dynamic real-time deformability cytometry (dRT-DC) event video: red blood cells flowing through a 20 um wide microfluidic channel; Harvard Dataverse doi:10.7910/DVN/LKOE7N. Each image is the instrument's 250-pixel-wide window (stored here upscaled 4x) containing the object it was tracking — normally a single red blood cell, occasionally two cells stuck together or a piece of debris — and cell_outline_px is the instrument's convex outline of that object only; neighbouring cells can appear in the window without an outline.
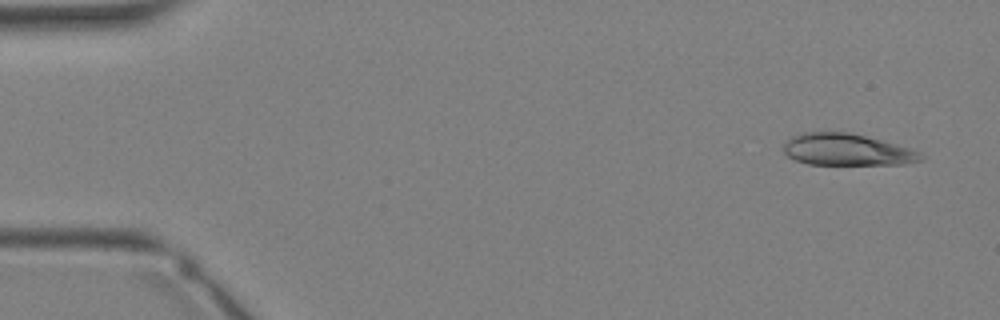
{"species": "Egyptian fruit bat (a non-hibernating species)", "species_latin": "Rousettus aegyptiacus", "temperature_condition": "warm", "stored_images_in_passage": 34, "camera_frame_rate_fps": 3000, "um_per_image_px": 0.085, "animal": {"sex": "female"}, "frame": {"image": 1, "passage_image": 2, "time_ms": 0.333, "image_size_px": [1000, 320], "cell_outline_px": [[924, 160], [904, 164], [808, 164], [796, 160], [788, 156], [784, 152], [784, 140], [800, 132], [852, 132], [912, 148], [920, 152], [924, 156]], "centroid_in_image_um": [72.0, 12.71], "position_along_channel_um": 13.0, "area_um2": 25.66}}
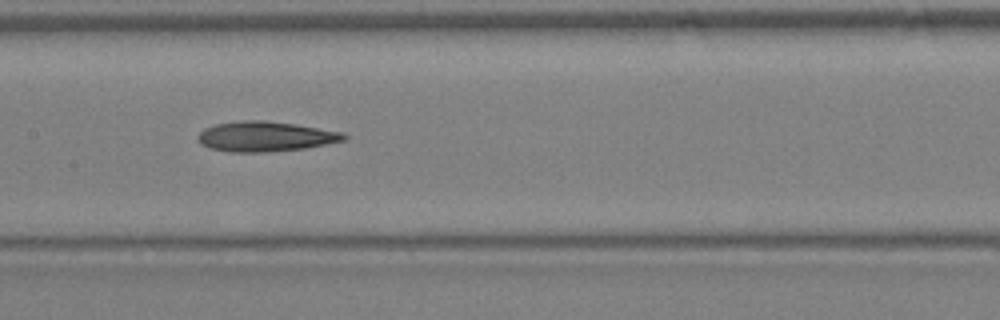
{"frame": {"image": 2, "passage_image": 17, "time_ms": 5.333, "image_size_px": [1000, 320], "cell_outline_px": [[348, 140], [304, 148], [264, 152], [232, 152], [208, 148], [200, 144], [196, 140], [196, 136], [204, 128], [216, 124], [244, 120], [264, 120], [296, 124], [344, 132], [348, 136]], "centroid_in_image_um": [22.55, 11.6], "position_along_channel_um": 184.8, "area_um2": 25.78}}
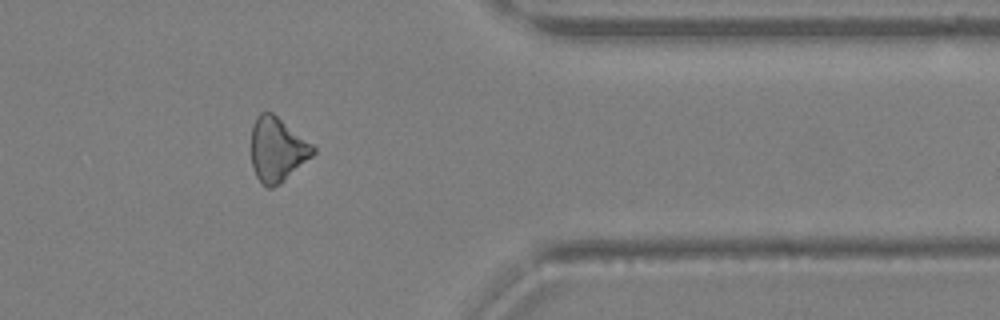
{"frame": {"image": 3, "passage_image": 28, "time_ms": 9.0, "image_size_px": [1000, 320], "cell_outline_px": [[316, 152], [312, 156], [280, 184], [272, 188], [264, 188], [256, 176], [252, 164], [252, 124], [256, 116], [260, 112], [272, 112], [312, 144], [316, 148]], "centroid_in_image_um": [23.55, 12.72], "position_along_channel_um": 387.8, "area_um2": 23.12}}